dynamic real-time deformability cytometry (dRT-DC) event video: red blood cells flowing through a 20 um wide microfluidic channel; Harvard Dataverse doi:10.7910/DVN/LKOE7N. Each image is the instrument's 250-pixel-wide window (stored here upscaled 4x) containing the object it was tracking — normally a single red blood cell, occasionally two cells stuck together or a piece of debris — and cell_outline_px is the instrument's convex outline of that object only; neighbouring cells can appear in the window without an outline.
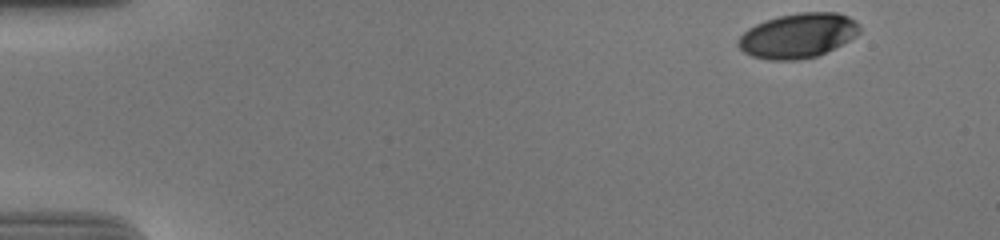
{"species": "human", "species_latin": "Homo sapiens", "temperature_condition": "cold", "stored_images_in_passage": 44, "camera_frame_rate_fps": 3000, "um_per_image_px": 0.085, "donor": {"sex": "male"}, "frame": {"image": 1, "passage_image": 1, "time_ms": 0.0, "image_size_px": [1000, 240], "cell_outline_px": [[860, 32], [856, 36], [816, 56], [796, 60], [768, 60], [752, 56], [744, 52], [736, 44], [736, 40], [748, 28], [764, 20], [780, 16], [800, 12], [836, 12], [848, 16], [860, 24]], "centroid_in_image_um": [67.8, 3.02], "position_along_channel_um": 17.2, "area_um2": 31.5}}
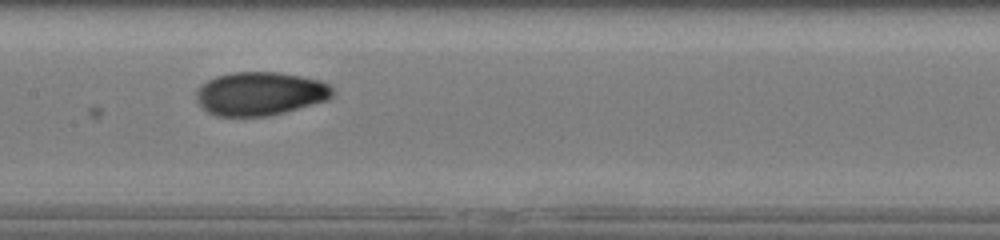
{"frame": {"image": 2, "passage_image": 25, "time_ms": 8.0, "image_size_px": [1000, 240], "cell_outline_px": [[336, 92], [328, 100], [284, 112], [268, 116], [216, 116], [208, 112], [196, 100], [196, 88], [200, 84], [216, 76], [232, 72], [276, 72], [300, 76], [320, 80], [328, 84]], "centroid_in_image_um": [22.1, 7.96], "position_along_channel_um": 185.3, "area_um2": 34.68}}
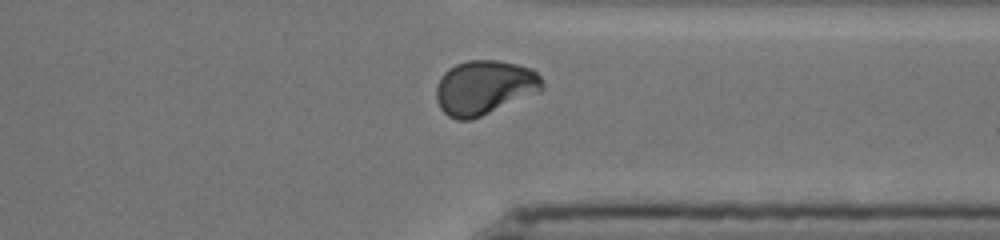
{"frame": {"image": 3, "passage_image": 40, "time_ms": 13.0, "image_size_px": [1000, 240], "cell_outline_px": [[544, 88], [540, 92], [472, 120], [456, 120], [448, 116], [440, 108], [436, 100], [436, 84], [440, 76], [448, 68], [456, 64], [468, 60], [496, 60], [516, 64], [532, 68], [544, 80]], "centroid_in_image_um": [41.17, 7.44], "position_along_channel_um": 370.2, "area_um2": 34.04}, "authors_computed_cell_mechanics": {"area_um2": 33.0616, "velocity_mm_per_s": 3.7023, "shape_relaxation_time_tau1_ms": 7.0415, "shape_relaxation_time_tau2_ms": 1.2471, "deformation_change_tau1": 0.1915, "deformation_change_tau2": 0.0424}}